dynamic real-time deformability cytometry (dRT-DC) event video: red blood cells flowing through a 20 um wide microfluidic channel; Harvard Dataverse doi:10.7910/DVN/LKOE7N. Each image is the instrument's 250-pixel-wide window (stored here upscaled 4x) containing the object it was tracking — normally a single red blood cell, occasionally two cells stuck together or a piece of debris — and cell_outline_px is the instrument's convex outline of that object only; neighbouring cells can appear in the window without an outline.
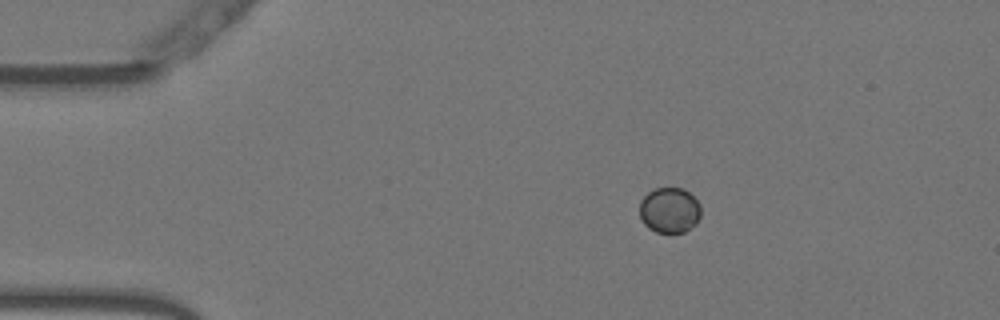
{"species": "Egyptian fruit bat (a non-hibernating species)", "species_latin": "Rousettus aegyptiacus", "temperature_condition": "warm", "stored_images_in_passage": 40, "camera_frame_rate_fps": 3000, "um_per_image_px": 0.085, "animal": {"sex": "female"}, "frame": {"image": 1, "passage_image": 1, "time_ms": 0.0, "image_size_px": [1000, 320], "cell_outline_px": [[700, 216], [696, 224], [684, 232], [656, 232], [648, 228], [644, 224], [640, 216], [640, 200], [648, 192], [656, 188], [684, 188], [700, 204]], "centroid_in_image_um": [56.9, 17.86], "position_along_channel_um": 28.1, "area_um2": 16.24}}
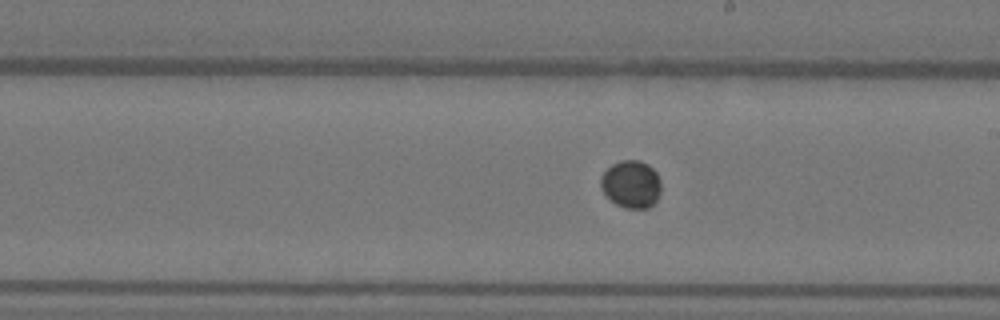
{"frame": {"image": 2, "passage_image": 22, "time_ms": 7.0, "image_size_px": [1000, 320], "cell_outline_px": [[660, 192], [656, 200], [648, 208], [624, 208], [616, 204], [600, 188], [600, 176], [612, 164], [620, 160], [640, 160], [648, 164], [656, 172], [660, 180]], "centroid_in_image_um": [53.64, 15.64], "position_along_channel_um": 235.4, "area_um2": 16.7}}
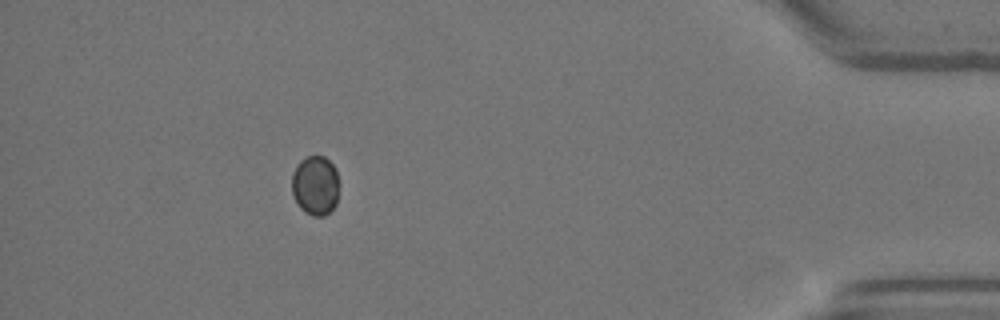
{"frame": {"image": 3, "passage_image": 40, "time_ms": 13.0, "image_size_px": [1000, 320], "cell_outline_px": [[336, 204], [324, 216], [312, 216], [304, 212], [300, 208], [292, 192], [292, 172], [296, 164], [300, 160], [308, 156], [324, 156], [336, 168]], "centroid_in_image_um": [26.76, 15.75], "position_along_channel_um": 408.4, "area_um2": 16.18}, "authors_computed_cell_mechanics": {"area_um2": 16.6464, "velocity_mm_per_s": 3.7793, "shape_relaxation_time_tau1_ms": 1.9728, "shape_relaxation_time_tau2_ms": null, "deformation_change_tau1": 0.0197, "deformation_change_tau2": null}}